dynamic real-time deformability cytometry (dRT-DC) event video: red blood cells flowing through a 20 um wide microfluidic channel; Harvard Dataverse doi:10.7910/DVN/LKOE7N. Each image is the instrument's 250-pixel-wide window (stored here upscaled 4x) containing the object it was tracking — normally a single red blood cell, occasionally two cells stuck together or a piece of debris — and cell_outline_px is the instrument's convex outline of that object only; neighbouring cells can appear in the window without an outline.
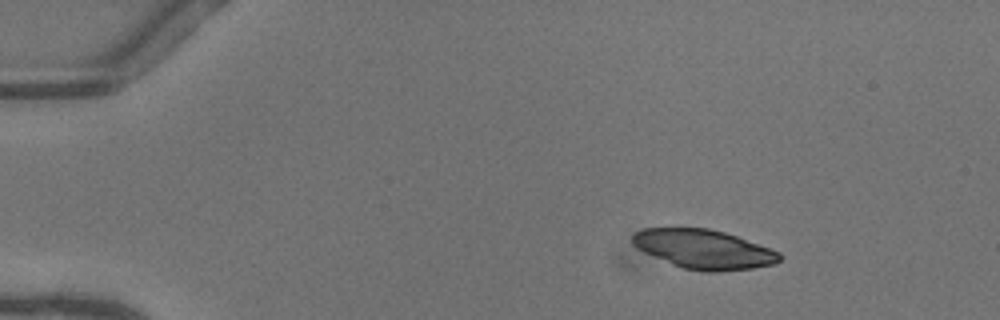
{"species": "common noctule bat (a hibernating species)", "species_latin": "Nyctalus noctula", "temperature_condition": "warm", "stored_images_in_passage": 44, "camera_frame_rate_fps": 3000, "um_per_image_px": 0.085, "animal": {"sex": "female"}, "frame": {"image": 1, "passage_image": 1, "time_ms": 0.0, "image_size_px": [1000, 320], "cell_outline_px": [[784, 256], [780, 260], [772, 264], [752, 268], [716, 272], [704, 272], [684, 268], [672, 264], [644, 252], [636, 248], [632, 244], [632, 236], [636, 232], [644, 228], [708, 228], [724, 232], [736, 236], [780, 252]], "centroid_in_image_um": [59.81, 21.18], "position_along_channel_um": 25.2, "area_um2": 33.41}}